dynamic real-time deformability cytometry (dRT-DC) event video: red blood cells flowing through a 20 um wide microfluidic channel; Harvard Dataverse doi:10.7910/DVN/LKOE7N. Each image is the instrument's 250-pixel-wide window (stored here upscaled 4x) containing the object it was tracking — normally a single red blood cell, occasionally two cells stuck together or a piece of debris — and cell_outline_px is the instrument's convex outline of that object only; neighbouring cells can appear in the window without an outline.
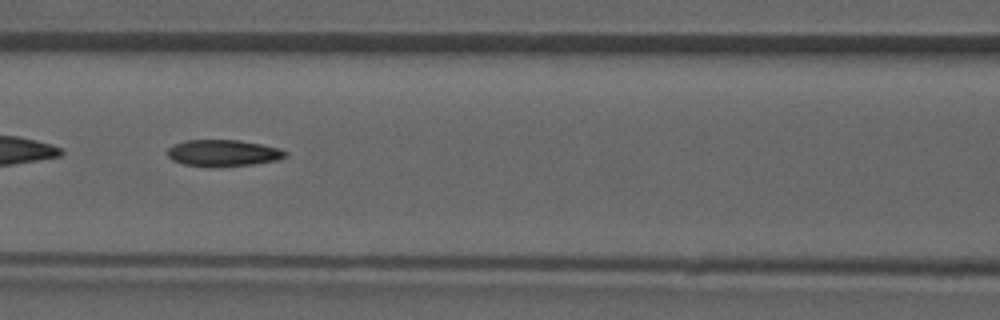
{"species": "common noctule bat (a hibernating species)", "species_latin": "Nyctalus noctula", "temperature_condition": "room temperature", "stored_images_in_passage": 51, "camera_frame_rate_fps": 3000, "um_per_image_px": 0.085, "animal": {"sex": "male", "forearm_length_mm": 52.5}, "frame": {"image": 1, "passage_image": 22, "time_ms": 7.0, "image_size_px": [1000, 320], "cell_outline_px": [[288, 156], [280, 160], [256, 164], [220, 168], [208, 168], [184, 164], [172, 160], [168, 156], [168, 148], [176, 144], [188, 140], [240, 140], [280, 148], [288, 152]], "centroid_in_image_um": [19.03, 13.04], "position_along_channel_um": 147.6, "area_um2": 18.73}, "authors_computed_cell_mechanics": {"area_um2": 18.8428, "velocity_mm_per_s": 3.9513, "shape_relaxation_time_tau1_ms": null, "shape_relaxation_time_tau2_ms": 4.6802, "deformation_change_tau1": null, "deformation_change_tau2": 0.1291}}